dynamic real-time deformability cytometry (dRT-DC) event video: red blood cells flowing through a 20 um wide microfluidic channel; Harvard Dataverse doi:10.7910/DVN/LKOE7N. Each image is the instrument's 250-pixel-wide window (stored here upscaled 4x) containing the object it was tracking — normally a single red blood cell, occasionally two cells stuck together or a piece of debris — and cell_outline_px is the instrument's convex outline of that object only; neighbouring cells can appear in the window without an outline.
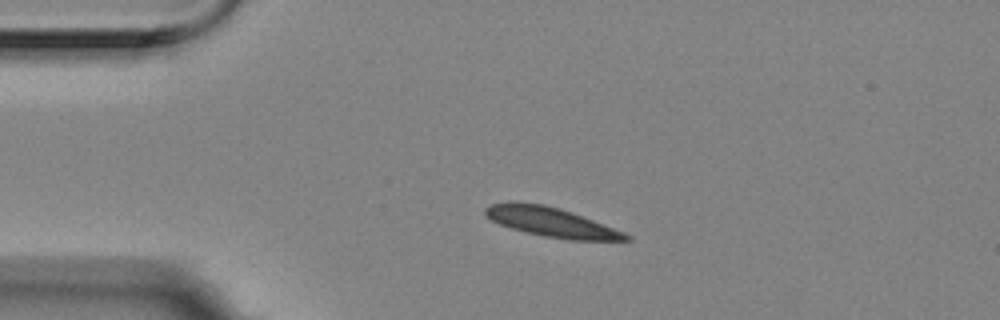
{"species": "Egyptian fruit bat (a non-hibernating species)", "species_latin": "Rousettus aegyptiacus", "temperature_condition": "room temperature", "stored_images_in_passage": 1, "camera_frame_rate_fps": 3000, "um_per_image_px": 0.085, "animal": {"sex": "female"}, "frame": {"image": 1, "passage_image": 1, "time_ms": 0.0, "image_size_px": [1000, 320], "cell_outline_px": [[632, 240], [568, 240], [544, 236], [524, 232], [500, 224], [484, 216], [484, 208], [492, 204], [512, 200], [516, 200], [544, 204], [560, 208], [624, 232], [632, 236]], "centroid_in_image_um": [46.8, 18.86], "position_along_channel_um": 38.2, "area_um2": 24.22}}